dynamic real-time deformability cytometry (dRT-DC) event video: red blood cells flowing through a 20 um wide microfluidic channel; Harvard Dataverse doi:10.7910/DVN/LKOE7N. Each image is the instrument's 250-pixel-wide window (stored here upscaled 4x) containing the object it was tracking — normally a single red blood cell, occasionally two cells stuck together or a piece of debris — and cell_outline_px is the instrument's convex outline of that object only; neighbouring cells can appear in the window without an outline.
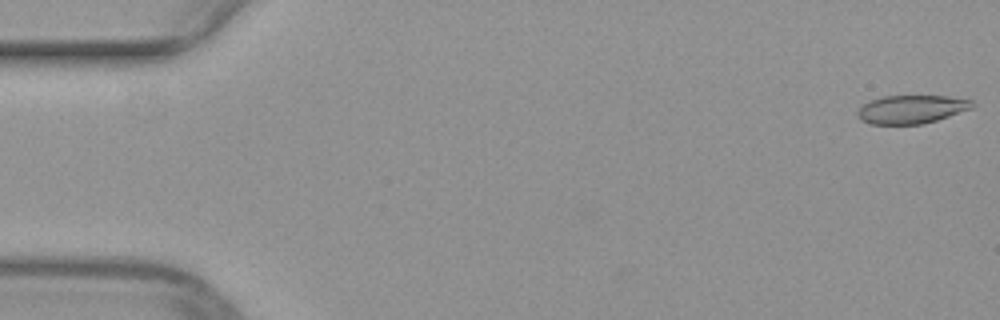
{"species": "common noctule bat (a hibernating species)", "species_latin": "Nyctalus noctula", "temperature_condition": "warm", "stored_images_in_passage": 50, "camera_frame_rate_fps": 3000, "um_per_image_px": 0.085, "animal": {"sex": "female", "body_mass_g": 29.2, "forearm_length_mm": 56.3}, "frame": {"image": 1, "passage_image": 1, "time_ms": 0.0, "image_size_px": [1000, 320], "cell_outline_px": [[976, 104], [972, 108], [924, 124], [868, 124], [860, 120], [856, 116], [856, 112], [864, 104], [872, 100], [884, 96], [948, 96], [972, 100]], "centroid_in_image_um": [77.46, 9.29], "position_along_channel_um": 7.5, "area_um2": 18.96}}
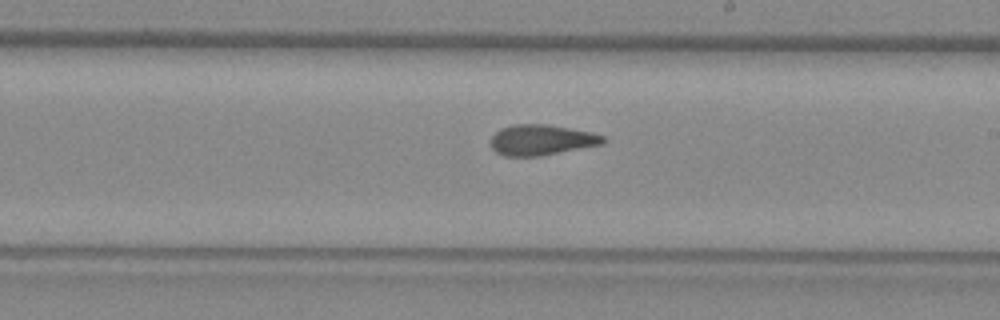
{"frame": {"image": 2, "passage_image": 29, "time_ms": 9.333, "image_size_px": [1000, 320], "cell_outline_px": [[608, 140], [604, 144], [540, 156], [504, 156], [496, 152], [492, 148], [492, 136], [500, 128], [512, 124], [548, 124], [592, 132], [604, 136]], "centroid_in_image_um": [46.06, 11.89], "position_along_channel_um": 242.9, "area_um2": 20.17}}
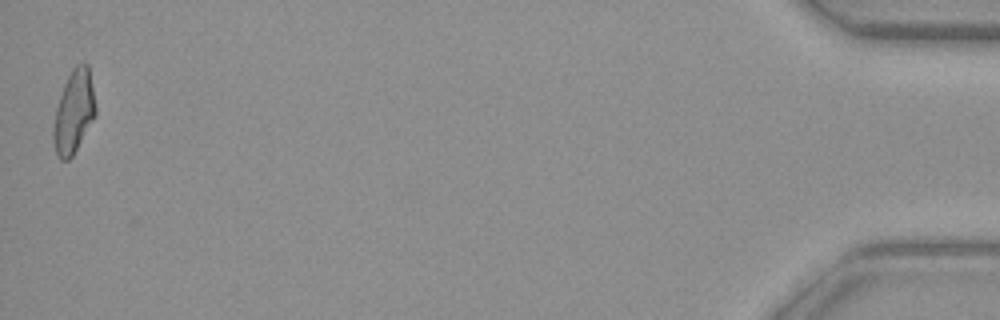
{"frame": {"image": 3, "passage_image": 50, "time_ms": 16.333, "image_size_px": [1000, 320], "cell_outline_px": [[96, 116], [72, 156], [68, 160], [60, 160], [56, 152], [52, 140], [52, 128], [56, 108], [64, 84], [72, 68], [76, 64], [88, 64], [96, 108]], "centroid_in_image_um": [6.26, 9.52], "position_along_channel_um": 428.9, "area_um2": 20.35}}